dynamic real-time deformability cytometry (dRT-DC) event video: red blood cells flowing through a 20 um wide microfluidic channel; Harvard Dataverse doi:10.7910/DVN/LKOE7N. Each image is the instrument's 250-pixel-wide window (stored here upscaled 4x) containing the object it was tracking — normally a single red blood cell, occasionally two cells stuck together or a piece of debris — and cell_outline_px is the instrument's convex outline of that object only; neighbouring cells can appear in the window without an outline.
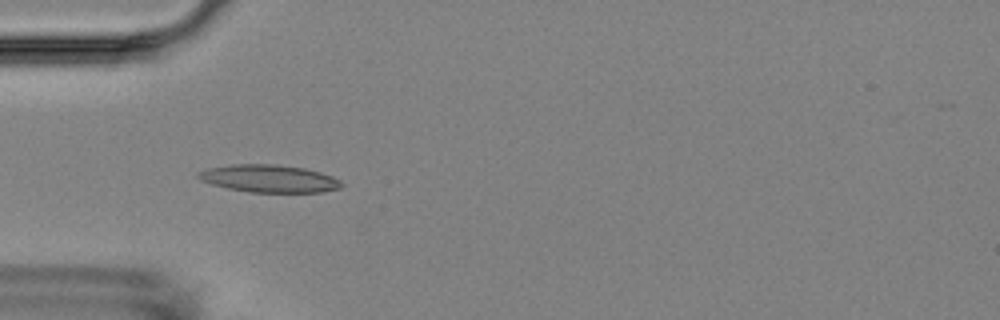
{"species": "Egyptian fruit bat (a non-hibernating species)", "species_latin": "Rousettus aegyptiacus", "temperature_condition": "room temperature", "stored_images_in_passage": 6, "camera_frame_rate_fps": 3000, "um_per_image_px": 0.085, "animal": {"sex": "female"}, "frame": {"image": 1, "passage_image": 5, "time_ms": 4.667, "image_size_px": [1000, 320], "cell_outline_px": [[344, 184], [340, 188], [320, 192], [248, 192], [228, 188], [212, 184], [200, 180], [196, 176], [196, 172], [208, 168], [232, 164], [276, 164], [304, 168], [320, 172], [332, 176], [340, 180]], "centroid_in_image_um": [22.86, 15.17], "position_along_channel_um": 62.1, "area_um2": 23.06}}
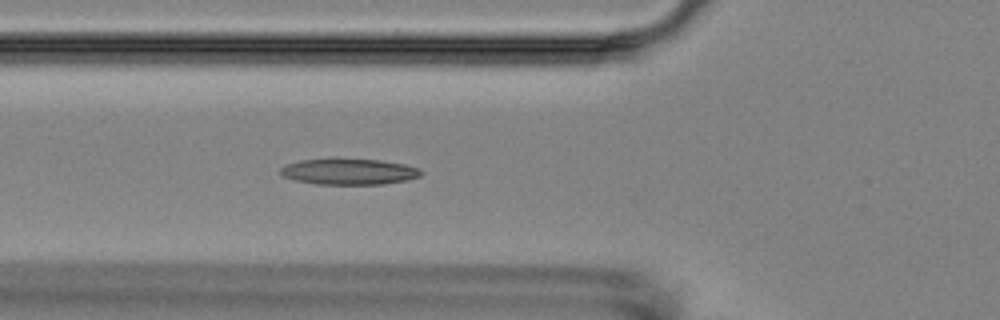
{"frame": {"image": 2, "passage_image": 6, "time_ms": 5.667, "image_size_px": [1000, 320], "cell_outline_px": [[424, 172], [420, 176], [408, 180], [384, 184], [316, 184], [296, 180], [284, 176], [280, 172], [280, 168], [284, 164], [300, 160], [380, 160], [404, 164], [416, 168]], "centroid_in_image_um": [29.67, 14.6], "position_along_channel_um": 96.1, "area_um2": 20.87}}